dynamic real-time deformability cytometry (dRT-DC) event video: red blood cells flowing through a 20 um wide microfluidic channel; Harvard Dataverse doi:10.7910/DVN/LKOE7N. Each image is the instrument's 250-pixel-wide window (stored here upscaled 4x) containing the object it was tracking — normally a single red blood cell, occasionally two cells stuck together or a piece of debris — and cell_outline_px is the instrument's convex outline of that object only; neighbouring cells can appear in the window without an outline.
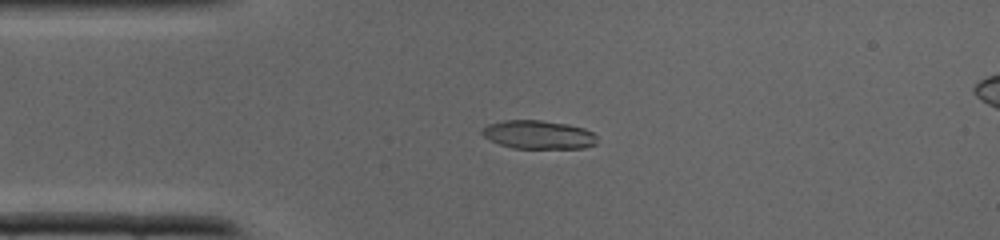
{"species": "common noctule bat (a hibernating species)", "species_latin": "Nyctalus noctula", "temperature_condition": "cold", "stored_images_in_passage": 38, "camera_frame_rate_fps": 3000, "um_per_image_px": 0.085, "animal": {"sex": "male", "body_mass_g": 19.0, "forearm_length_mm": 50.8}, "frame": {"image": 1, "passage_image": 9, "time_ms": 2.667, "image_size_px": [1000, 240], "cell_outline_px": [[596, 144], [584, 148], [512, 148], [500, 144], [484, 136], [480, 132], [480, 128], [488, 124], [504, 120], [540, 120], [568, 124], [584, 128], [592, 132], [596, 136]], "centroid_in_image_um": [45.75, 11.44], "position_along_channel_um": 39.2, "area_um2": 19.13}}
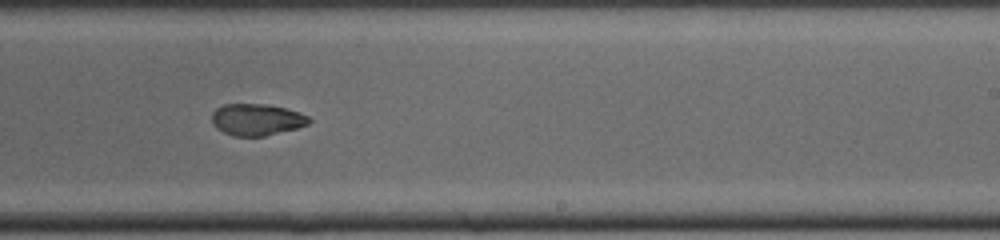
{"frame": {"image": 2, "passage_image": 23, "time_ms": 7.333, "image_size_px": [1000, 240], "cell_outline_px": [[312, 120], [308, 124], [296, 128], [264, 136], [232, 136], [216, 128], [212, 124], [212, 112], [216, 108], [224, 104], [264, 104], [284, 108], [300, 112], [308, 116]], "centroid_in_image_um": [21.8, 10.16], "position_along_channel_um": 267.2, "area_um2": 17.92}}
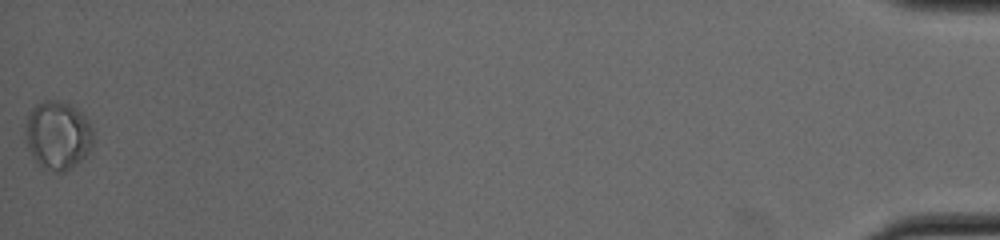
{"frame": {"image": 3, "passage_image": 38, "time_ms": 12.333, "image_size_px": [1000, 240], "cell_outline_px": [[92, 144], [88, 152], [80, 160], [64, 172], [52, 172], [44, 168], [36, 160], [28, 148], [24, 132], [24, 128], [28, 116], [32, 108], [36, 104], [44, 100], [60, 100], [72, 104], [88, 120], [92, 128]], "centroid_in_image_um": [4.89, 11.46], "position_along_channel_um": 430.3, "area_um2": 26.99}}